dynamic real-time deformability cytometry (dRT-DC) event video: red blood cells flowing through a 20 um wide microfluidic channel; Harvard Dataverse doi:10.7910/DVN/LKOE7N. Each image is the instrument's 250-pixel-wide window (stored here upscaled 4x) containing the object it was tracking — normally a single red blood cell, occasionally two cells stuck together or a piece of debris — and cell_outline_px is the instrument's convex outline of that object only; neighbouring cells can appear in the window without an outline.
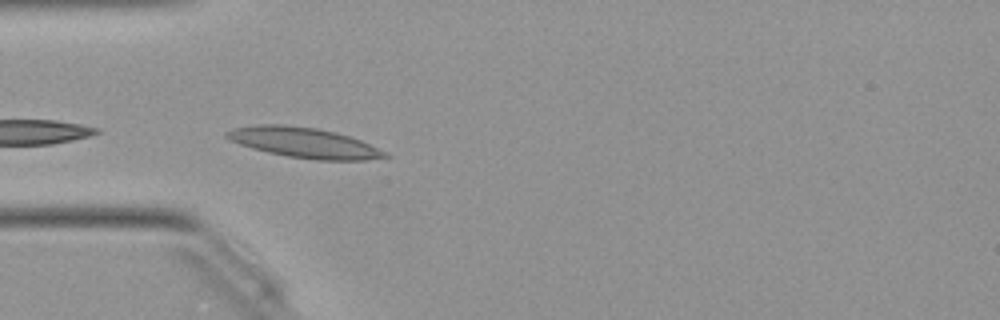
{"species": "Egyptian fruit bat (a non-hibernating species)", "species_latin": "Rousettus aegyptiacus", "temperature_condition": "warm", "stored_images_in_passage": 10, "camera_frame_rate_fps": 3000, "um_per_image_px": 0.085, "animal": {"sex": "female"}, "frame": {"image": 1, "passage_image": 1, "time_ms": 0.0, "image_size_px": [1000, 320], "cell_outline_px": [[392, 156], [364, 160], [316, 160], [288, 156], [268, 152], [252, 148], [228, 140], [224, 136], [224, 132], [236, 128], [260, 124], [280, 124], [316, 128], [336, 132], [360, 140], [388, 152]], "centroid_in_image_um": [25.85, 12.13], "position_along_channel_um": 59.1, "area_um2": 27.8}}